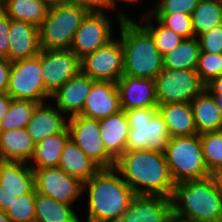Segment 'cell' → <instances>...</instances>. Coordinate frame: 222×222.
Returning <instances> with one entry per match:
<instances>
[{
  "mask_svg": "<svg viewBox=\"0 0 222 222\" xmlns=\"http://www.w3.org/2000/svg\"><path fill=\"white\" fill-rule=\"evenodd\" d=\"M58 167L68 175L78 178L82 183L88 181L101 169L71 139L64 146Z\"/></svg>",
  "mask_w": 222,
  "mask_h": 222,
  "instance_id": "cb8c5ba5",
  "label": "cell"
},
{
  "mask_svg": "<svg viewBox=\"0 0 222 222\" xmlns=\"http://www.w3.org/2000/svg\"><path fill=\"white\" fill-rule=\"evenodd\" d=\"M41 72V50L34 58L12 62L7 94L14 100H31L39 104L50 100Z\"/></svg>",
  "mask_w": 222,
  "mask_h": 222,
  "instance_id": "9c48e42d",
  "label": "cell"
},
{
  "mask_svg": "<svg viewBox=\"0 0 222 222\" xmlns=\"http://www.w3.org/2000/svg\"><path fill=\"white\" fill-rule=\"evenodd\" d=\"M35 143L26 128L0 132V159L29 163Z\"/></svg>",
  "mask_w": 222,
  "mask_h": 222,
  "instance_id": "484cf974",
  "label": "cell"
},
{
  "mask_svg": "<svg viewBox=\"0 0 222 222\" xmlns=\"http://www.w3.org/2000/svg\"><path fill=\"white\" fill-rule=\"evenodd\" d=\"M117 83L94 81L80 115L91 119H103L121 111Z\"/></svg>",
  "mask_w": 222,
  "mask_h": 222,
  "instance_id": "2e32d148",
  "label": "cell"
},
{
  "mask_svg": "<svg viewBox=\"0 0 222 222\" xmlns=\"http://www.w3.org/2000/svg\"><path fill=\"white\" fill-rule=\"evenodd\" d=\"M81 71L94 81L118 82L124 72L123 46L119 39L81 59Z\"/></svg>",
  "mask_w": 222,
  "mask_h": 222,
  "instance_id": "8fae6325",
  "label": "cell"
},
{
  "mask_svg": "<svg viewBox=\"0 0 222 222\" xmlns=\"http://www.w3.org/2000/svg\"><path fill=\"white\" fill-rule=\"evenodd\" d=\"M70 139L101 169L115 167L116 161L107 153L100 135L99 120L76 115L68 118Z\"/></svg>",
  "mask_w": 222,
  "mask_h": 222,
  "instance_id": "30bf717a",
  "label": "cell"
},
{
  "mask_svg": "<svg viewBox=\"0 0 222 222\" xmlns=\"http://www.w3.org/2000/svg\"><path fill=\"white\" fill-rule=\"evenodd\" d=\"M167 28L174 31L184 39L194 38V30L191 22V15L185 13L173 14H151Z\"/></svg>",
  "mask_w": 222,
  "mask_h": 222,
  "instance_id": "8d00e7d4",
  "label": "cell"
},
{
  "mask_svg": "<svg viewBox=\"0 0 222 222\" xmlns=\"http://www.w3.org/2000/svg\"><path fill=\"white\" fill-rule=\"evenodd\" d=\"M85 190H88L86 222H119L136 196L115 168L100 169L83 183V193Z\"/></svg>",
  "mask_w": 222,
  "mask_h": 222,
  "instance_id": "7a4b0ae2",
  "label": "cell"
},
{
  "mask_svg": "<svg viewBox=\"0 0 222 222\" xmlns=\"http://www.w3.org/2000/svg\"><path fill=\"white\" fill-rule=\"evenodd\" d=\"M6 214L12 222H35V189L15 197Z\"/></svg>",
  "mask_w": 222,
  "mask_h": 222,
  "instance_id": "e575fe53",
  "label": "cell"
},
{
  "mask_svg": "<svg viewBox=\"0 0 222 222\" xmlns=\"http://www.w3.org/2000/svg\"><path fill=\"white\" fill-rule=\"evenodd\" d=\"M125 113L130 126L126 151L150 149L164 152L170 135L158 107L130 109Z\"/></svg>",
  "mask_w": 222,
  "mask_h": 222,
  "instance_id": "52a82bcc",
  "label": "cell"
},
{
  "mask_svg": "<svg viewBox=\"0 0 222 222\" xmlns=\"http://www.w3.org/2000/svg\"><path fill=\"white\" fill-rule=\"evenodd\" d=\"M196 71L205 85L222 75V54L200 52Z\"/></svg>",
  "mask_w": 222,
  "mask_h": 222,
  "instance_id": "d590c367",
  "label": "cell"
},
{
  "mask_svg": "<svg viewBox=\"0 0 222 222\" xmlns=\"http://www.w3.org/2000/svg\"><path fill=\"white\" fill-rule=\"evenodd\" d=\"M89 12L86 7L65 2L49 8L39 27L40 49H70L76 30Z\"/></svg>",
  "mask_w": 222,
  "mask_h": 222,
  "instance_id": "5b68a950",
  "label": "cell"
},
{
  "mask_svg": "<svg viewBox=\"0 0 222 222\" xmlns=\"http://www.w3.org/2000/svg\"><path fill=\"white\" fill-rule=\"evenodd\" d=\"M121 109L123 111L158 107L156 83L154 79L121 76L117 82Z\"/></svg>",
  "mask_w": 222,
  "mask_h": 222,
  "instance_id": "ac0fdd59",
  "label": "cell"
},
{
  "mask_svg": "<svg viewBox=\"0 0 222 222\" xmlns=\"http://www.w3.org/2000/svg\"><path fill=\"white\" fill-rule=\"evenodd\" d=\"M11 19L0 8V58L9 59L8 32Z\"/></svg>",
  "mask_w": 222,
  "mask_h": 222,
  "instance_id": "ab89813d",
  "label": "cell"
},
{
  "mask_svg": "<svg viewBox=\"0 0 222 222\" xmlns=\"http://www.w3.org/2000/svg\"><path fill=\"white\" fill-rule=\"evenodd\" d=\"M38 1L47 5L49 8L59 5L61 2H63L62 0H38Z\"/></svg>",
  "mask_w": 222,
  "mask_h": 222,
  "instance_id": "7dc6e473",
  "label": "cell"
},
{
  "mask_svg": "<svg viewBox=\"0 0 222 222\" xmlns=\"http://www.w3.org/2000/svg\"><path fill=\"white\" fill-rule=\"evenodd\" d=\"M191 22L195 37L222 25V0H200Z\"/></svg>",
  "mask_w": 222,
  "mask_h": 222,
  "instance_id": "4dcf8cb0",
  "label": "cell"
},
{
  "mask_svg": "<svg viewBox=\"0 0 222 222\" xmlns=\"http://www.w3.org/2000/svg\"><path fill=\"white\" fill-rule=\"evenodd\" d=\"M197 134L222 131V114L214 96L207 90L190 102Z\"/></svg>",
  "mask_w": 222,
  "mask_h": 222,
  "instance_id": "d4e9b609",
  "label": "cell"
},
{
  "mask_svg": "<svg viewBox=\"0 0 222 222\" xmlns=\"http://www.w3.org/2000/svg\"><path fill=\"white\" fill-rule=\"evenodd\" d=\"M41 66L45 90L51 96L81 72V59L70 49L41 50Z\"/></svg>",
  "mask_w": 222,
  "mask_h": 222,
  "instance_id": "5bb4252c",
  "label": "cell"
},
{
  "mask_svg": "<svg viewBox=\"0 0 222 222\" xmlns=\"http://www.w3.org/2000/svg\"><path fill=\"white\" fill-rule=\"evenodd\" d=\"M200 0H159L150 14L185 13L191 15ZM154 9V10H153Z\"/></svg>",
  "mask_w": 222,
  "mask_h": 222,
  "instance_id": "74e56055",
  "label": "cell"
},
{
  "mask_svg": "<svg viewBox=\"0 0 222 222\" xmlns=\"http://www.w3.org/2000/svg\"><path fill=\"white\" fill-rule=\"evenodd\" d=\"M62 114L64 115L56 106L53 107L46 102L38 104L26 126L32 141L36 144L48 136L61 133L68 122Z\"/></svg>",
  "mask_w": 222,
  "mask_h": 222,
  "instance_id": "44dd1931",
  "label": "cell"
},
{
  "mask_svg": "<svg viewBox=\"0 0 222 222\" xmlns=\"http://www.w3.org/2000/svg\"><path fill=\"white\" fill-rule=\"evenodd\" d=\"M100 135L107 153L117 161L126 151L130 131L125 111L99 120Z\"/></svg>",
  "mask_w": 222,
  "mask_h": 222,
  "instance_id": "7402d4cb",
  "label": "cell"
},
{
  "mask_svg": "<svg viewBox=\"0 0 222 222\" xmlns=\"http://www.w3.org/2000/svg\"><path fill=\"white\" fill-rule=\"evenodd\" d=\"M12 62L7 58H0V93H7L9 87Z\"/></svg>",
  "mask_w": 222,
  "mask_h": 222,
  "instance_id": "60d3db41",
  "label": "cell"
},
{
  "mask_svg": "<svg viewBox=\"0 0 222 222\" xmlns=\"http://www.w3.org/2000/svg\"><path fill=\"white\" fill-rule=\"evenodd\" d=\"M114 168L135 195L172 197L175 183L164 152L150 149L125 151Z\"/></svg>",
  "mask_w": 222,
  "mask_h": 222,
  "instance_id": "6da1fadb",
  "label": "cell"
},
{
  "mask_svg": "<svg viewBox=\"0 0 222 222\" xmlns=\"http://www.w3.org/2000/svg\"><path fill=\"white\" fill-rule=\"evenodd\" d=\"M120 41L123 46L124 72L122 76L156 79L164 69L163 55L151 33L142 23L129 19L122 10L117 13Z\"/></svg>",
  "mask_w": 222,
  "mask_h": 222,
  "instance_id": "3957f363",
  "label": "cell"
},
{
  "mask_svg": "<svg viewBox=\"0 0 222 222\" xmlns=\"http://www.w3.org/2000/svg\"><path fill=\"white\" fill-rule=\"evenodd\" d=\"M213 177L217 183L219 192L221 193L222 196V171H219L218 173L214 174Z\"/></svg>",
  "mask_w": 222,
  "mask_h": 222,
  "instance_id": "bcb514c9",
  "label": "cell"
},
{
  "mask_svg": "<svg viewBox=\"0 0 222 222\" xmlns=\"http://www.w3.org/2000/svg\"><path fill=\"white\" fill-rule=\"evenodd\" d=\"M144 15L145 16L141 18V21L139 23L144 22L143 26L153 36L155 44L162 55L172 51L184 39L180 35L176 34L174 31L163 25L158 19L154 18L157 26L155 25V23L153 24L150 19L152 18V15L149 12H146V14Z\"/></svg>",
  "mask_w": 222,
  "mask_h": 222,
  "instance_id": "d6a6232c",
  "label": "cell"
},
{
  "mask_svg": "<svg viewBox=\"0 0 222 222\" xmlns=\"http://www.w3.org/2000/svg\"><path fill=\"white\" fill-rule=\"evenodd\" d=\"M0 8L11 20H20L40 27L49 7L38 0H3Z\"/></svg>",
  "mask_w": 222,
  "mask_h": 222,
  "instance_id": "f1b7e54d",
  "label": "cell"
},
{
  "mask_svg": "<svg viewBox=\"0 0 222 222\" xmlns=\"http://www.w3.org/2000/svg\"><path fill=\"white\" fill-rule=\"evenodd\" d=\"M35 222H81L72 205L35 191Z\"/></svg>",
  "mask_w": 222,
  "mask_h": 222,
  "instance_id": "83f0119b",
  "label": "cell"
},
{
  "mask_svg": "<svg viewBox=\"0 0 222 222\" xmlns=\"http://www.w3.org/2000/svg\"><path fill=\"white\" fill-rule=\"evenodd\" d=\"M65 3L86 7L90 11H94V0H62Z\"/></svg>",
  "mask_w": 222,
  "mask_h": 222,
  "instance_id": "f6af8a7d",
  "label": "cell"
},
{
  "mask_svg": "<svg viewBox=\"0 0 222 222\" xmlns=\"http://www.w3.org/2000/svg\"><path fill=\"white\" fill-rule=\"evenodd\" d=\"M197 38L200 52L222 54V25L201 34Z\"/></svg>",
  "mask_w": 222,
  "mask_h": 222,
  "instance_id": "f35d334b",
  "label": "cell"
},
{
  "mask_svg": "<svg viewBox=\"0 0 222 222\" xmlns=\"http://www.w3.org/2000/svg\"><path fill=\"white\" fill-rule=\"evenodd\" d=\"M158 104L190 103L206 90L196 69H163L155 79Z\"/></svg>",
  "mask_w": 222,
  "mask_h": 222,
  "instance_id": "ba28073f",
  "label": "cell"
},
{
  "mask_svg": "<svg viewBox=\"0 0 222 222\" xmlns=\"http://www.w3.org/2000/svg\"><path fill=\"white\" fill-rule=\"evenodd\" d=\"M164 155L175 184L211 176L204 160L199 134L170 138Z\"/></svg>",
  "mask_w": 222,
  "mask_h": 222,
  "instance_id": "8992f818",
  "label": "cell"
},
{
  "mask_svg": "<svg viewBox=\"0 0 222 222\" xmlns=\"http://www.w3.org/2000/svg\"><path fill=\"white\" fill-rule=\"evenodd\" d=\"M69 139V131L66 127L61 133L48 136L36 143L33 156L28 164L32 169L58 167L62 151Z\"/></svg>",
  "mask_w": 222,
  "mask_h": 222,
  "instance_id": "4316f807",
  "label": "cell"
},
{
  "mask_svg": "<svg viewBox=\"0 0 222 222\" xmlns=\"http://www.w3.org/2000/svg\"><path fill=\"white\" fill-rule=\"evenodd\" d=\"M158 112L166 123L170 138L197 134L191 103L161 104Z\"/></svg>",
  "mask_w": 222,
  "mask_h": 222,
  "instance_id": "603a6c76",
  "label": "cell"
},
{
  "mask_svg": "<svg viewBox=\"0 0 222 222\" xmlns=\"http://www.w3.org/2000/svg\"><path fill=\"white\" fill-rule=\"evenodd\" d=\"M206 90L211 95H222V75L207 84Z\"/></svg>",
  "mask_w": 222,
  "mask_h": 222,
  "instance_id": "7bdbcfd3",
  "label": "cell"
},
{
  "mask_svg": "<svg viewBox=\"0 0 222 222\" xmlns=\"http://www.w3.org/2000/svg\"><path fill=\"white\" fill-rule=\"evenodd\" d=\"M34 189V173L28 163L0 159V210L6 212L15 197Z\"/></svg>",
  "mask_w": 222,
  "mask_h": 222,
  "instance_id": "9a60e30c",
  "label": "cell"
},
{
  "mask_svg": "<svg viewBox=\"0 0 222 222\" xmlns=\"http://www.w3.org/2000/svg\"><path fill=\"white\" fill-rule=\"evenodd\" d=\"M214 96V99L216 100L217 106L219 107V110L222 114V95H212Z\"/></svg>",
  "mask_w": 222,
  "mask_h": 222,
  "instance_id": "c3c4849f",
  "label": "cell"
},
{
  "mask_svg": "<svg viewBox=\"0 0 222 222\" xmlns=\"http://www.w3.org/2000/svg\"><path fill=\"white\" fill-rule=\"evenodd\" d=\"M173 216L187 222H222V196L213 176L175 184Z\"/></svg>",
  "mask_w": 222,
  "mask_h": 222,
  "instance_id": "277c9868",
  "label": "cell"
},
{
  "mask_svg": "<svg viewBox=\"0 0 222 222\" xmlns=\"http://www.w3.org/2000/svg\"><path fill=\"white\" fill-rule=\"evenodd\" d=\"M0 222H12L6 212H3L2 210H0Z\"/></svg>",
  "mask_w": 222,
  "mask_h": 222,
  "instance_id": "681fc988",
  "label": "cell"
},
{
  "mask_svg": "<svg viewBox=\"0 0 222 222\" xmlns=\"http://www.w3.org/2000/svg\"><path fill=\"white\" fill-rule=\"evenodd\" d=\"M202 152L211 176L222 171V131L200 134Z\"/></svg>",
  "mask_w": 222,
  "mask_h": 222,
  "instance_id": "836d02e7",
  "label": "cell"
},
{
  "mask_svg": "<svg viewBox=\"0 0 222 222\" xmlns=\"http://www.w3.org/2000/svg\"><path fill=\"white\" fill-rule=\"evenodd\" d=\"M12 100L13 99L7 93H0V121L8 112Z\"/></svg>",
  "mask_w": 222,
  "mask_h": 222,
  "instance_id": "ee69618b",
  "label": "cell"
},
{
  "mask_svg": "<svg viewBox=\"0 0 222 222\" xmlns=\"http://www.w3.org/2000/svg\"><path fill=\"white\" fill-rule=\"evenodd\" d=\"M127 3H134L132 0H119ZM118 0H94V11L112 10L116 7Z\"/></svg>",
  "mask_w": 222,
  "mask_h": 222,
  "instance_id": "b9f144b4",
  "label": "cell"
},
{
  "mask_svg": "<svg viewBox=\"0 0 222 222\" xmlns=\"http://www.w3.org/2000/svg\"><path fill=\"white\" fill-rule=\"evenodd\" d=\"M11 62L36 57L40 52L39 28L20 20H11L8 32Z\"/></svg>",
  "mask_w": 222,
  "mask_h": 222,
  "instance_id": "ffe728a7",
  "label": "cell"
},
{
  "mask_svg": "<svg viewBox=\"0 0 222 222\" xmlns=\"http://www.w3.org/2000/svg\"><path fill=\"white\" fill-rule=\"evenodd\" d=\"M93 82V79L81 71L52 94L51 99L55 100V106L65 115L70 114L67 118L80 115Z\"/></svg>",
  "mask_w": 222,
  "mask_h": 222,
  "instance_id": "d6986e66",
  "label": "cell"
},
{
  "mask_svg": "<svg viewBox=\"0 0 222 222\" xmlns=\"http://www.w3.org/2000/svg\"><path fill=\"white\" fill-rule=\"evenodd\" d=\"M39 103L31 100H12L8 112L0 121V132L26 128Z\"/></svg>",
  "mask_w": 222,
  "mask_h": 222,
  "instance_id": "1f68e13d",
  "label": "cell"
},
{
  "mask_svg": "<svg viewBox=\"0 0 222 222\" xmlns=\"http://www.w3.org/2000/svg\"><path fill=\"white\" fill-rule=\"evenodd\" d=\"M35 191L72 205L83 193V183L59 167L33 169Z\"/></svg>",
  "mask_w": 222,
  "mask_h": 222,
  "instance_id": "4fadbf2b",
  "label": "cell"
},
{
  "mask_svg": "<svg viewBox=\"0 0 222 222\" xmlns=\"http://www.w3.org/2000/svg\"><path fill=\"white\" fill-rule=\"evenodd\" d=\"M172 216L171 198L136 195L119 222H168Z\"/></svg>",
  "mask_w": 222,
  "mask_h": 222,
  "instance_id": "e0dca14e",
  "label": "cell"
},
{
  "mask_svg": "<svg viewBox=\"0 0 222 222\" xmlns=\"http://www.w3.org/2000/svg\"><path fill=\"white\" fill-rule=\"evenodd\" d=\"M104 12L90 11L76 30L70 50L80 59L113 40L112 25Z\"/></svg>",
  "mask_w": 222,
  "mask_h": 222,
  "instance_id": "7c38bea8",
  "label": "cell"
},
{
  "mask_svg": "<svg viewBox=\"0 0 222 222\" xmlns=\"http://www.w3.org/2000/svg\"><path fill=\"white\" fill-rule=\"evenodd\" d=\"M200 54L197 37L183 39L172 51L163 55L164 69H196Z\"/></svg>",
  "mask_w": 222,
  "mask_h": 222,
  "instance_id": "f546056e",
  "label": "cell"
},
{
  "mask_svg": "<svg viewBox=\"0 0 222 222\" xmlns=\"http://www.w3.org/2000/svg\"><path fill=\"white\" fill-rule=\"evenodd\" d=\"M168 222H187V221H184V220H181V219H178V218L172 216V218Z\"/></svg>",
  "mask_w": 222,
  "mask_h": 222,
  "instance_id": "f907efd6",
  "label": "cell"
}]
</instances>
